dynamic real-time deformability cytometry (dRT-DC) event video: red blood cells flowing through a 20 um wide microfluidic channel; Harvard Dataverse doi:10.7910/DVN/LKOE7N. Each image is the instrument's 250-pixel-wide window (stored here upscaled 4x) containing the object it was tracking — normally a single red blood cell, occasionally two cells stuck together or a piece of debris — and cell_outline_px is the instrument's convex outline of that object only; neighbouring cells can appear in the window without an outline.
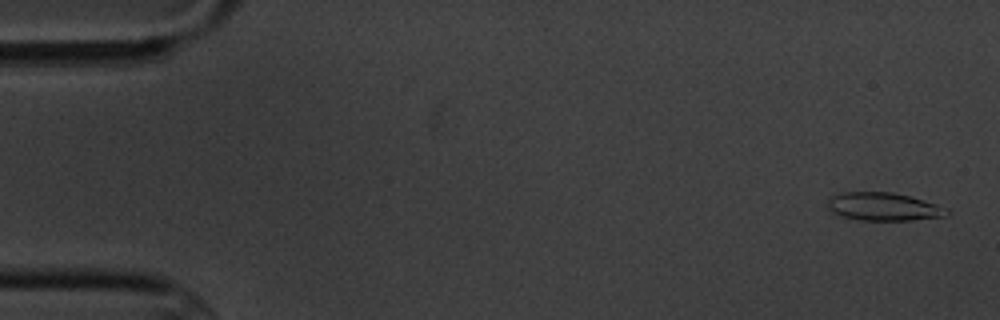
{"species": "common noctule bat (a hibernating species)", "species_latin": "Nyctalus noctula", "temperature_condition": "cold", "stored_images_in_passage": 7, "segment_of_instrument_passage": [2, 2], "camera_frame_rate_fps": 3000, "um_per_image_px": 0.085, "animal": {"sex": "male", "body_mass_g": 20.1, "forearm_length_mm": 53.5}, "frame": {"image": 1, "passage_image": 7, "time_ms": 7.333, "image_size_px": [1000, 320], "cell_outline_px": [[948, 216], [912, 220], [864, 220], [844, 216], [832, 212], [828, 208], [828, 200], [832, 196], [844, 192], [892, 192], [908, 196], [936, 204], [948, 208]], "centroid_in_image_um": [75.13, 17.57], "position_along_channel_um": 9.9, "area_um2": 19.25}}